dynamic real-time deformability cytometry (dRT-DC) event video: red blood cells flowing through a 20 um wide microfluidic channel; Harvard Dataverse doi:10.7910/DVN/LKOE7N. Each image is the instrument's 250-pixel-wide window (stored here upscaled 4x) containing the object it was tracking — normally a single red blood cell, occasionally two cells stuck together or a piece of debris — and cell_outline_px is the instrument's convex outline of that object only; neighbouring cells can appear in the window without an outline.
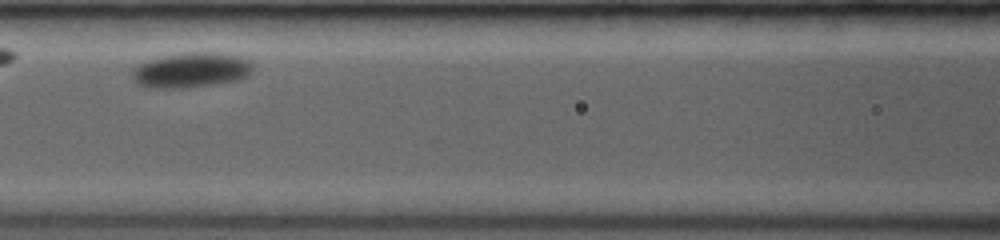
{"species": "common noctule bat (a hibernating species)", "species_latin": "Nyctalus noctula", "temperature_condition": "room temperature", "stored_images_in_passage": 21, "camera_frame_rate_fps": 3500, "um_per_image_px": 0.085, "animal": {"sex": "female", "body_mass_g": 19.0, "forearm_length_mm": 53.3}, "frame": {"image": 1, "passage_image": 6, "time_ms": 2.571, "image_size_px": [1000, 240], "cell_outline_px": [[252, 72], [248, 76], [240, 80], [184, 88], [156, 88], [136, 84], [132, 80], [132, 68], [148, 60], [164, 56], [184, 52], [216, 52], [240, 56], [248, 60], [252, 64]], "centroid_in_image_um": [16.25, 5.96], "position_along_channel_um": 150.4, "area_um2": 24.8}}
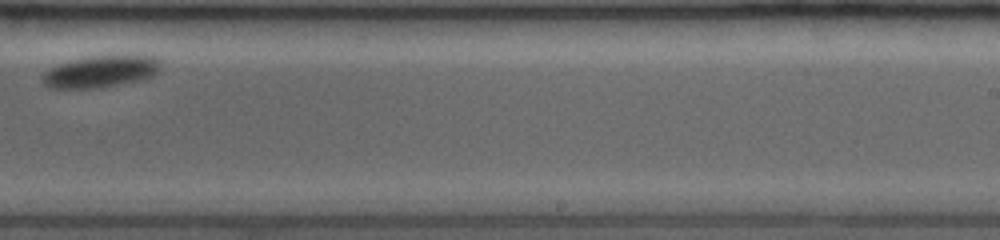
{"frame": {"image": 2, "passage_image": 13, "time_ms": 6.286, "image_size_px": [1000, 240], "cell_outline_px": [[160, 68], [152, 76], [140, 80], [100, 88], [48, 88], [40, 80], [40, 76], [44, 72], [60, 64], [72, 60], [92, 56], [152, 56], [160, 64]], "centroid_in_image_um": [8.5, 6.1], "position_along_channel_um": 280.5, "area_um2": 21.62}}
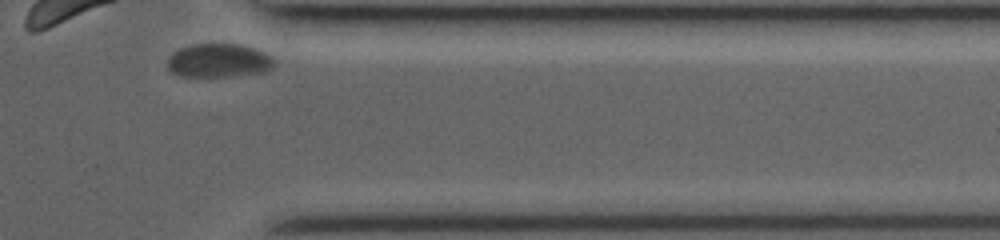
{"frame": {"image": 3, "passage_image": 20, "time_ms": 9.429, "image_size_px": [1000, 240], "cell_outline_px": [[276, 64], [272, 68], [264, 72], [228, 76], [180, 76], [172, 72], [168, 68], [168, 60], [180, 48], [192, 44], [240, 44], [264, 52], [276, 60]], "centroid_in_image_um": [18.64, 5.15], "position_along_channel_um": 392.8, "area_um2": 20.75}, "authors_computed_cell_mechanics": {"area_um2": 22.7154, "velocity_mm_per_s": 3.504, "shape_relaxation_time_tau1_ms": 0.862, "shape_relaxation_time_tau2_ms": null, "deformation_change_tau1": 0.0782, "deformation_change_tau2": null}}